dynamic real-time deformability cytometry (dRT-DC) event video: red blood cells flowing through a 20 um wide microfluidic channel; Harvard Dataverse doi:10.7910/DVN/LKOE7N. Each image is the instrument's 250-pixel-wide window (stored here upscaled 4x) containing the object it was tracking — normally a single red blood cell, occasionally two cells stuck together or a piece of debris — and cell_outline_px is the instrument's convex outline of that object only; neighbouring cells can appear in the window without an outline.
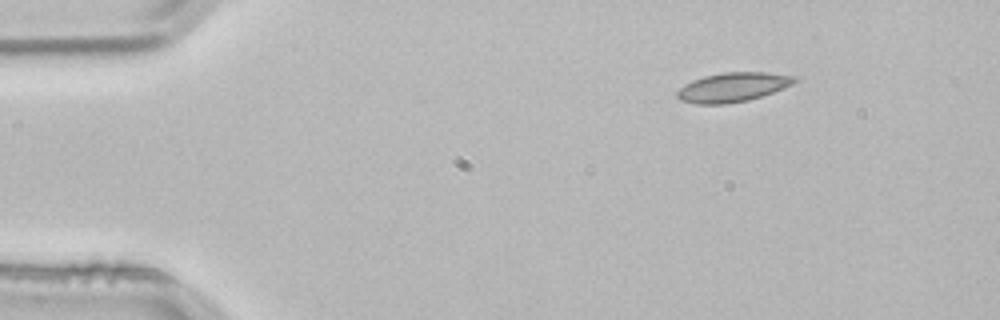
{"species": "common noctule bat (a hibernating species)", "species_latin": "Nyctalus noctula", "temperature_condition": "room temperature", "stored_images_in_passage": 3, "camera_frame_rate_fps": 3000, "um_per_image_px": 0.085, "animal": {"sex": "male", "body_mass_g": 21.5, "forearm_length_mm": 52.0}, "frame": {"image": 1, "passage_image": 1, "time_ms": 0.0, "image_size_px": [1000, 320], "cell_outline_px": [[796, 80], [792, 84], [772, 92], [748, 100], [724, 104], [696, 104], [680, 100], [676, 96], [676, 92], [684, 84], [692, 80], [704, 76], [724, 72], [764, 72], [796, 76]], "centroid_in_image_um": [62.23, 7.41], "position_along_channel_um": 22.8, "area_um2": 19.88}}
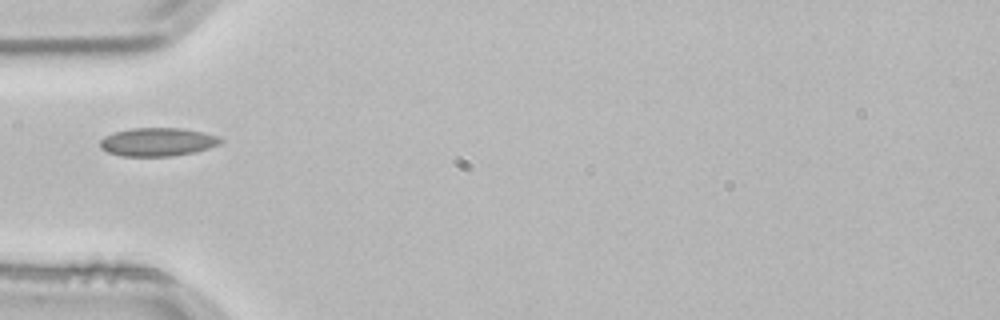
{"frame": {"image": 2, "passage_image": 3, "time_ms": 0.667, "image_size_px": [1000, 320], "cell_outline_px": [[224, 140], [220, 144], [196, 152], [172, 156], [120, 156], [108, 152], [100, 148], [100, 140], [104, 136], [116, 132], [132, 128], [184, 128], [220, 136]], "centroid_in_image_um": [13.42, 12.07], "position_along_channel_um": 71.6, "area_um2": 20.06}}